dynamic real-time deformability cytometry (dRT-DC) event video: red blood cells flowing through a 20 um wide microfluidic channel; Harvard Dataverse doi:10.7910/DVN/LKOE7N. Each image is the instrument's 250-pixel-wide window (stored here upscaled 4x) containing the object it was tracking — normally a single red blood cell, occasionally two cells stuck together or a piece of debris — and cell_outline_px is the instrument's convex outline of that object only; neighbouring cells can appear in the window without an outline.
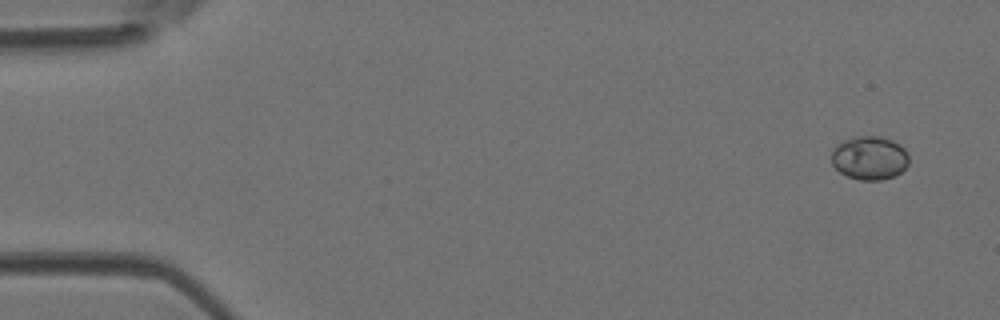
{"species": "Egyptian fruit bat (a non-hibernating species)", "species_latin": "Rousettus aegyptiacus", "temperature_condition": "room temperature", "stored_images_in_passage": 5, "camera_frame_rate_fps": 3000, "um_per_image_px": 0.085, "animal": {"sex": "female"}, "frame": {"image": 1, "passage_image": 1, "time_ms": 0.0, "image_size_px": [1000, 320], "cell_outline_px": [[908, 164], [900, 172], [892, 176], [880, 180], [860, 180], [848, 176], [840, 172], [832, 164], [832, 152], [844, 140], [856, 136], [880, 136], [892, 140], [900, 144], [908, 152]], "centroid_in_image_um": [73.93, 13.42], "position_along_channel_um": 11.1, "area_um2": 19.48}}
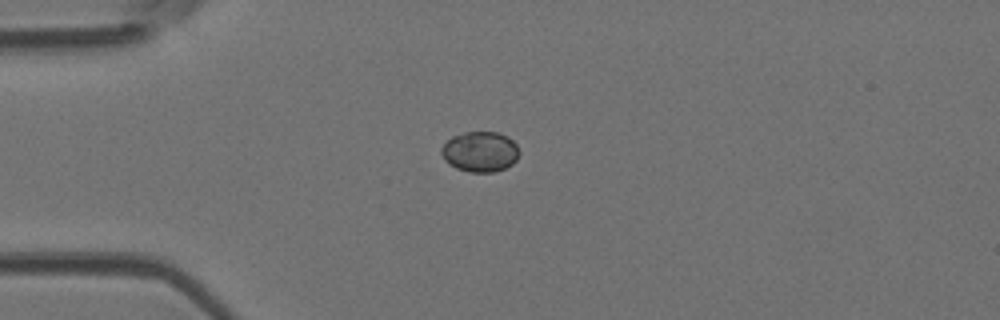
{"frame": {"image": 2, "passage_image": 3, "time_ms": 0.667, "image_size_px": [1000, 320], "cell_outline_px": [[520, 152], [516, 160], [512, 164], [504, 168], [492, 172], [468, 172], [456, 168], [448, 164], [444, 160], [440, 152], [440, 148], [452, 136], [464, 132], [496, 132], [508, 136], [516, 144]], "centroid_in_image_um": [40.79, 12.89], "position_along_channel_um": 44.2, "area_um2": 18.44}}
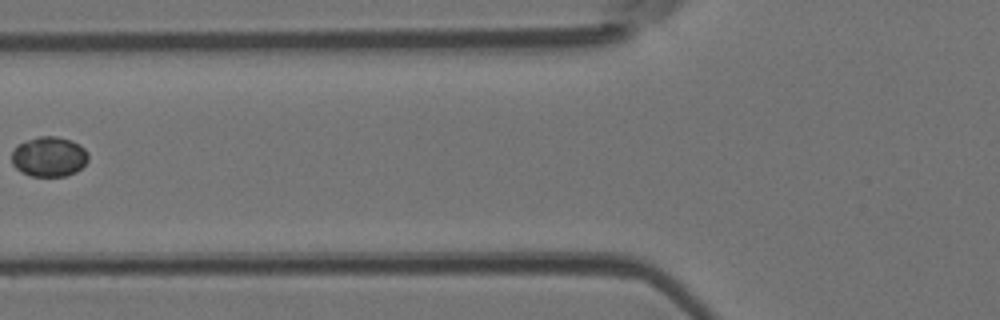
{"frame": {"image": 3, "passage_image": 5, "time_ms": 1.333, "image_size_px": [1000, 320], "cell_outline_px": [[88, 160], [76, 172], [64, 176], [32, 176], [20, 172], [12, 164], [12, 152], [20, 144], [28, 140], [40, 136], [56, 136], [72, 140], [80, 144], [88, 152]], "centroid_in_image_um": [4.19, 13.32], "position_along_channel_um": 121.6, "area_um2": 17.8}}